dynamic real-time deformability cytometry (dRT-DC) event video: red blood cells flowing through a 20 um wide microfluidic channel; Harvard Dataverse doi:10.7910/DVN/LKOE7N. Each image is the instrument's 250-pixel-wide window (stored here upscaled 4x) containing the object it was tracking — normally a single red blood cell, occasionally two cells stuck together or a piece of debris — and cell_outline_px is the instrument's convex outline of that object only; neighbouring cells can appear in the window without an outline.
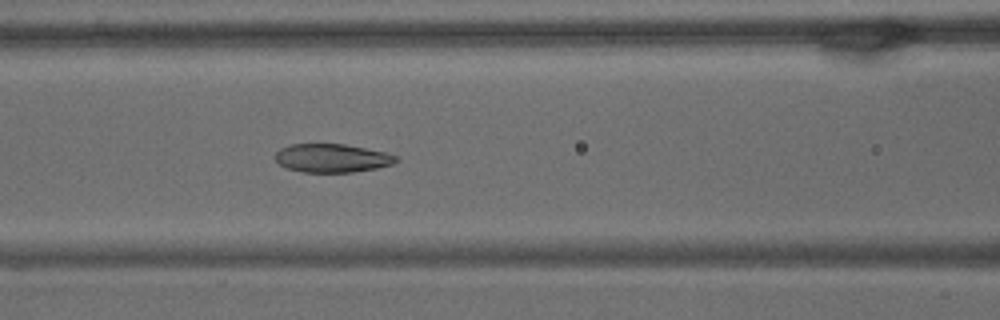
{"species": "common noctule bat (a hibernating species)", "species_latin": "Nyctalus noctula", "temperature_condition": "warm", "stored_images_in_passage": 60, "camera_frame_rate_fps": 3000, "um_per_image_px": 0.085, "animal": {"sex": "male", "body_mass_g": 15.6}, "frame": {"image": 1, "passage_image": 25, "time_ms": 8.0, "image_size_px": [1000, 320], "cell_outline_px": [[400, 160], [392, 164], [376, 168], [352, 172], [304, 172], [288, 168], [280, 164], [276, 160], [276, 152], [280, 148], [292, 144], [344, 144], [384, 152], [400, 156]], "centroid_in_image_um": [28.26, 13.43], "position_along_channel_um": 138.3, "area_um2": 19.94}}
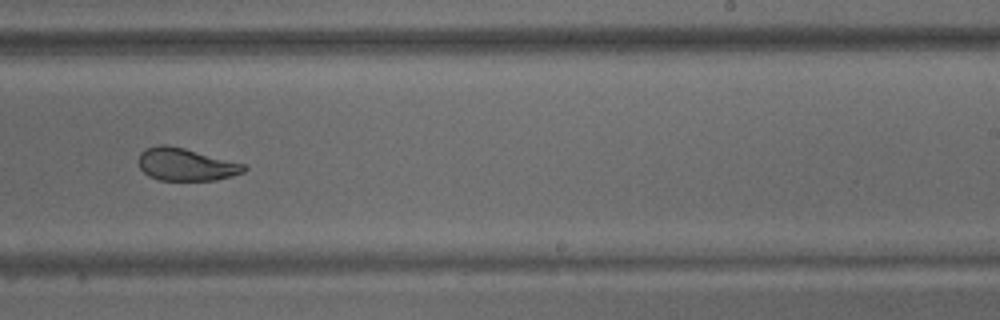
{"frame": {"image": 2, "passage_image": 37, "time_ms": 12.0, "image_size_px": [1000, 320], "cell_outline_px": [[248, 168], [244, 172], [232, 176], [216, 180], [160, 180], [148, 176], [140, 168], [136, 160], [140, 152], [144, 148], [160, 144], [168, 144], [184, 148], [244, 164]], "centroid_in_image_um": [15.74, 13.97], "position_along_channel_um": 273.3, "area_um2": 20.17}}
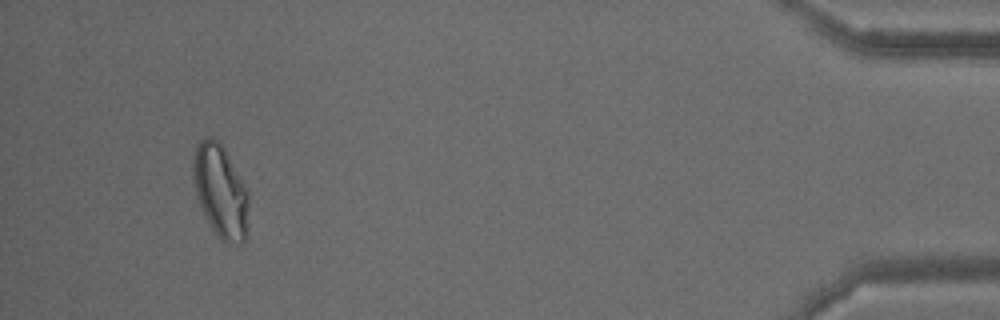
{"frame": {"image": 3, "passage_image": 56, "time_ms": 18.333, "image_size_px": [1000, 320], "cell_outline_px": [[248, 232], [244, 244], [224, 244], [216, 236], [200, 204], [192, 180], [192, 164], [196, 148], [200, 140], [204, 136], [212, 136], [220, 140], [244, 184], [248, 192]], "centroid_in_image_um": [18.76, 16.27], "position_along_channel_um": 416.4, "area_um2": 30.52}, "authors_computed_cell_mechanics": {"area_um2": 24.0159, "velocity_mm_per_s": 3.3748, "shape_relaxation_time_tau1_ms": 8.5905, "shape_relaxation_time_tau2_ms": 1.3191, "deformation_change_tau1": 0.2103, "deformation_change_tau2": 0.0657}}